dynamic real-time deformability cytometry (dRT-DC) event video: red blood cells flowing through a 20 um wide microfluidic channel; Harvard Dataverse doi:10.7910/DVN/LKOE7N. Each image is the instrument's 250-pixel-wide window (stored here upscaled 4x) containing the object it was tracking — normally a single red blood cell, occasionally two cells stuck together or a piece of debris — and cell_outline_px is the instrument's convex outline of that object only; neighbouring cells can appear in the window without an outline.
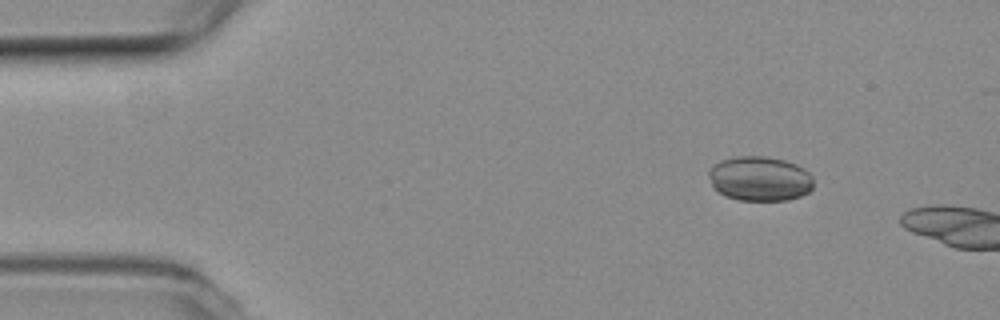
{"species": "common noctule bat (a hibernating species)", "species_latin": "Nyctalus noctula", "temperature_condition": "room temperature", "stored_images_in_passage": 10, "camera_frame_rate_fps": 3000, "um_per_image_px": 0.085, "animal": {"sex": "female", "body_mass_g": 19.3, "forearm_length_mm": 54.1}, "frame": {"image": 1, "passage_image": 2, "time_ms": 0.333, "image_size_px": [1000, 320], "cell_outline_px": [[812, 188], [808, 192], [800, 196], [788, 200], [740, 200], [724, 196], [712, 184], [708, 176], [708, 172], [720, 160], [736, 156], [764, 156], [784, 160], [796, 164], [804, 168], [812, 176]], "centroid_in_image_um": [64.59, 15.18], "position_along_channel_um": 20.4, "area_um2": 27.17}}